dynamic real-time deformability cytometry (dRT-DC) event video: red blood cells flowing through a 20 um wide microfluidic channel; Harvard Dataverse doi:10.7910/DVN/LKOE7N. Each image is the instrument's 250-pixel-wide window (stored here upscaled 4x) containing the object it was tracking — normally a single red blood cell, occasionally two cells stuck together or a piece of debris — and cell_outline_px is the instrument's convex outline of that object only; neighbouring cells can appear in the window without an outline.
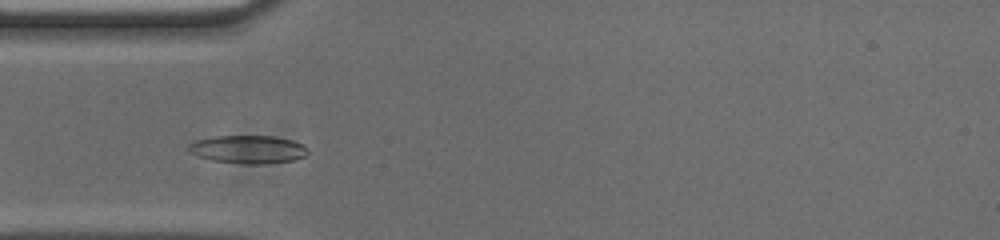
{"species": "common noctule bat (a hibernating species)", "species_latin": "Nyctalus noctula", "temperature_condition": "cold", "stored_images_in_passage": 49, "camera_frame_rate_fps": 3000, "um_per_image_px": 0.085, "animal": {"sex": "male", "body_mass_g": 20.0, "forearm_length_mm": 53.3}, "frame": {"image": 1, "passage_image": 11, "time_ms": 3.333, "image_size_px": [1000, 240], "cell_outline_px": [[308, 152], [304, 156], [296, 160], [268, 164], [244, 164], [212, 160], [200, 156], [192, 152], [188, 148], [188, 144], [196, 140], [212, 136], [272, 136], [292, 140], [304, 144], [308, 148]], "centroid_in_image_um": [21.14, 12.7], "position_along_channel_um": 63.9, "area_um2": 19.59}}
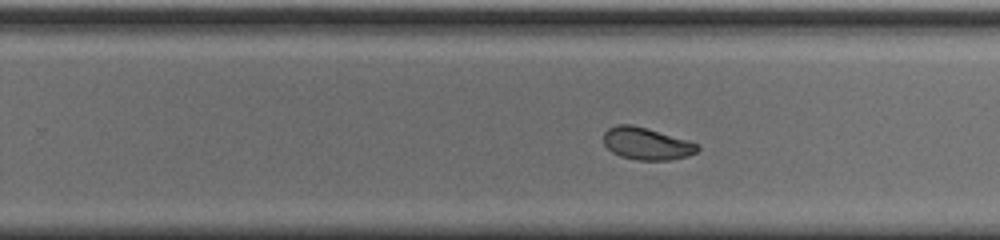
{"frame": {"image": 2, "passage_image": 28, "time_ms": 9.0, "image_size_px": [1000, 240], "cell_outline_px": [[700, 148], [696, 152], [688, 156], [668, 160], [636, 160], [620, 156], [612, 152], [604, 144], [604, 132], [608, 128], [616, 124], [632, 124], [688, 140], [696, 144]], "centroid_in_image_um": [54.93, 12.21], "position_along_channel_um": 274.9, "area_um2": 17.57}}
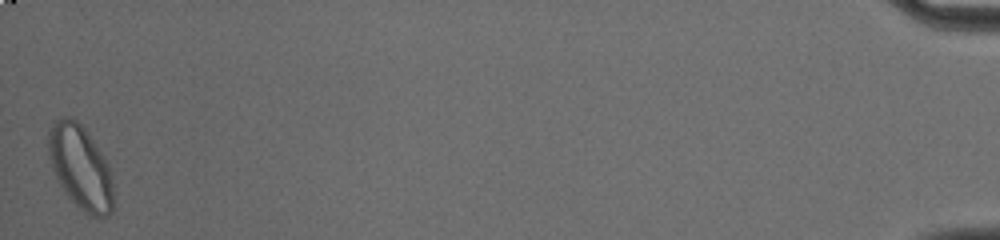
{"frame": {"image": 3, "passage_image": 49, "time_ms": 16.0, "image_size_px": [1000, 240], "cell_outline_px": [[116, 208], [108, 216], [92, 216], [84, 212], [68, 196], [60, 184], [52, 168], [48, 152], [48, 132], [52, 124], [56, 120], [64, 116], [68, 116], [76, 120], [84, 128], [104, 156], [112, 172]], "centroid_in_image_um": [6.89, 14.25], "position_along_channel_um": 428.3, "area_um2": 32.08}, "authors_computed_cell_mechanics": {"area_um2": 17.918, "velocity_mm_per_s": 3.716, "shape_relaxation_time_tau1_ms": 3.0481, "shape_relaxation_time_tau2_ms": 2.2765, "deformation_change_tau1": 0.1356, "deformation_change_tau2": 0.0619}}